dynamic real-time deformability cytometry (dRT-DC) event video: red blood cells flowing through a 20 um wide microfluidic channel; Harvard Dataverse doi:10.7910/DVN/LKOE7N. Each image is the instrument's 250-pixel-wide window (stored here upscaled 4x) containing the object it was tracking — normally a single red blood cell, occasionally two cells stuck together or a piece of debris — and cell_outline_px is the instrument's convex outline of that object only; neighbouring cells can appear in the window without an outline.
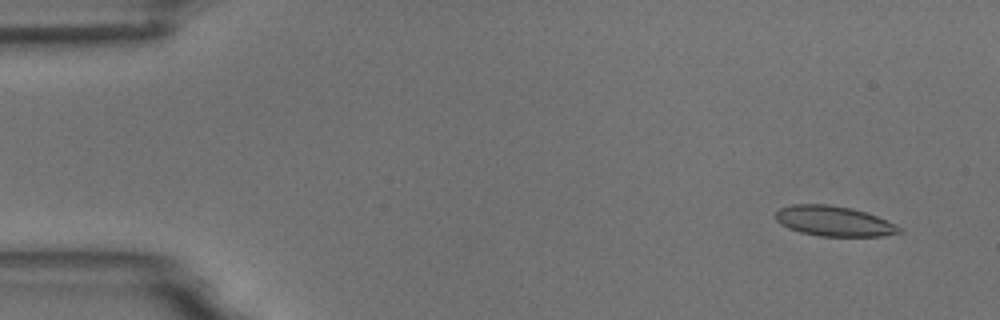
{"species": "common noctule bat (a hibernating species)", "species_latin": "Nyctalus noctula", "temperature_condition": "room temperature", "stored_images_in_passage": 5, "camera_frame_rate_fps": 3000, "um_per_image_px": 0.085, "animal": {"sex": "male", "body_mass_g": 18.8}, "frame": {"image": 1, "passage_image": 1, "time_ms": 0.0, "image_size_px": [1000, 320], "cell_outline_px": [[904, 232], [884, 236], [820, 236], [800, 232], [788, 228], [780, 224], [776, 220], [776, 212], [780, 208], [792, 204], [828, 204], [852, 208], [876, 216], [896, 224], [904, 228]], "centroid_in_image_um": [70.91, 18.8], "position_along_channel_um": 14.1, "area_um2": 21.85}}